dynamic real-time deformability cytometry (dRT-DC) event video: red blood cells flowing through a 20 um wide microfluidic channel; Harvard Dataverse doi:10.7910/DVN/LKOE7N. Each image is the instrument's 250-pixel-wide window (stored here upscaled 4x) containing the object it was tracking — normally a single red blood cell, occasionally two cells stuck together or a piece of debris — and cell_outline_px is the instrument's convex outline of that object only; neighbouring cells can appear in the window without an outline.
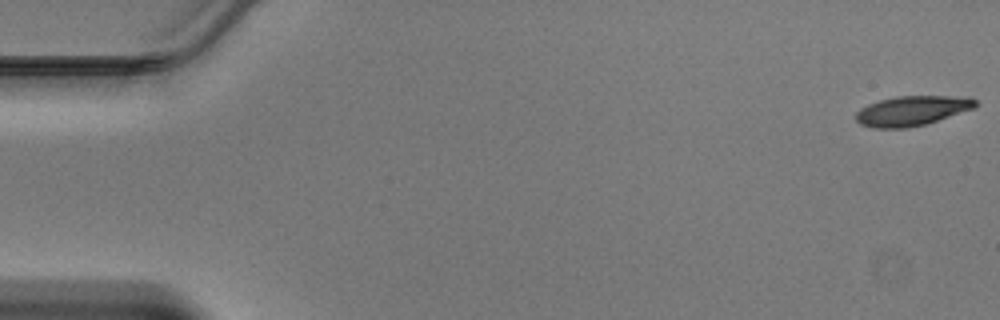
{"species": "Egyptian fruit bat (a non-hibernating species)", "species_latin": "Rousettus aegyptiacus", "temperature_condition": "warm", "stored_images_in_passage": 47, "camera_frame_rate_fps": 3000, "um_per_image_px": 0.085, "animal": {"sex": "male"}, "frame": {"image": 1, "passage_image": 1, "time_ms": 0.0, "image_size_px": [1000, 320], "cell_outline_px": [[980, 104], [976, 108], [924, 124], [908, 128], [872, 128], [860, 124], [856, 120], [856, 112], [860, 108], [868, 104], [880, 100], [896, 96], [972, 96]], "centroid_in_image_um": [77.56, 9.4], "position_along_channel_um": 7.4, "area_um2": 20.98}}
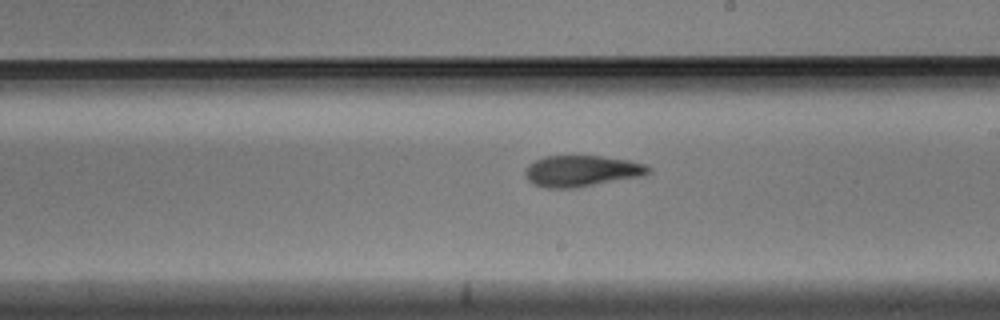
{"frame": {"image": 2, "passage_image": 27, "time_ms": 8.667, "image_size_px": [1000, 320], "cell_outline_px": [[652, 172], [640, 176], [576, 188], [548, 188], [532, 184], [524, 176], [524, 172], [528, 164], [544, 156], [600, 156], [628, 160], [644, 164], [652, 168]], "centroid_in_image_um": [49.41, 14.54], "position_along_channel_um": 239.6, "area_um2": 22.43}}
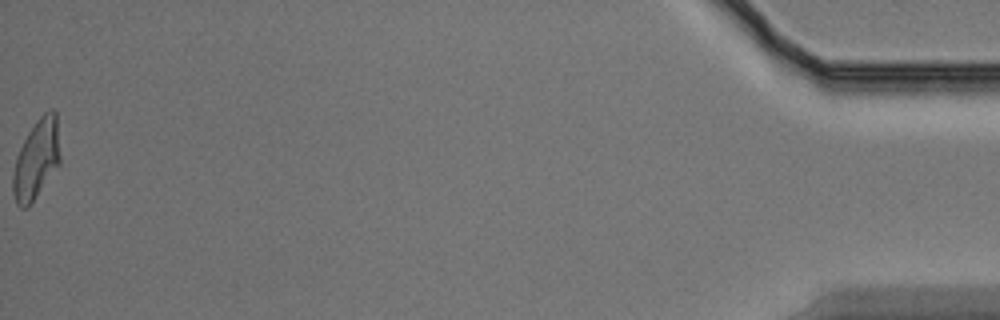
{"frame": {"image": 3, "passage_image": 47, "time_ms": 15.333, "image_size_px": [1000, 320], "cell_outline_px": [[60, 164], [28, 208], [20, 208], [16, 204], [12, 192], [12, 176], [16, 156], [28, 132], [36, 120], [48, 108], [52, 108], [56, 112], [60, 156]], "centroid_in_image_um": [3.09, 13.55], "position_along_channel_um": 432.1, "area_um2": 22.08}}